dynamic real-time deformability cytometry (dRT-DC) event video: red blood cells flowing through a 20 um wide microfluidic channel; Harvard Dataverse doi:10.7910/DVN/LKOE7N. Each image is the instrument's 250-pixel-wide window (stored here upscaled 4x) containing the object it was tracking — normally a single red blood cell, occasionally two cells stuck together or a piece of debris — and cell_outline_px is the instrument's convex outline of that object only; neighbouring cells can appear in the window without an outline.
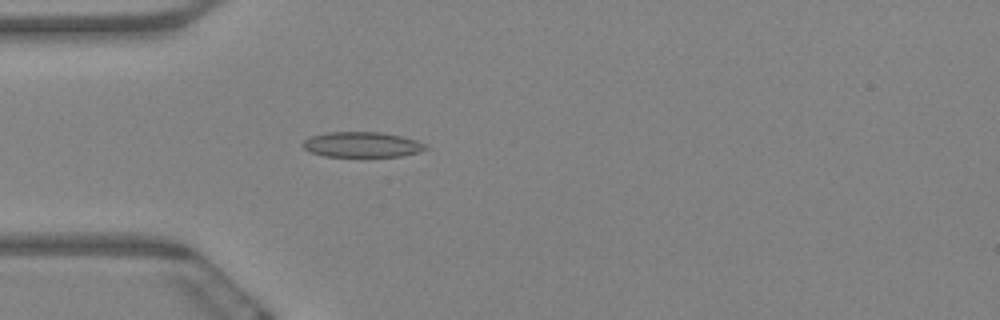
{"species": "Egyptian fruit bat (a non-hibernating species)", "species_latin": "Rousettus aegyptiacus", "temperature_condition": "warm", "stored_images_in_passage": 5, "camera_frame_rate_fps": 3000, "um_per_image_px": 0.085, "animal": {"sex": "female"}, "frame": {"image": 1, "passage_image": 5, "time_ms": 1.333, "image_size_px": [1000, 320], "cell_outline_px": [[428, 148], [420, 152], [400, 156], [324, 156], [312, 152], [304, 148], [300, 144], [304, 140], [312, 136], [328, 132], [380, 132], [400, 136], [416, 140], [424, 144]], "centroid_in_image_um": [30.76, 12.29], "position_along_channel_um": 54.2, "area_um2": 17.92}}